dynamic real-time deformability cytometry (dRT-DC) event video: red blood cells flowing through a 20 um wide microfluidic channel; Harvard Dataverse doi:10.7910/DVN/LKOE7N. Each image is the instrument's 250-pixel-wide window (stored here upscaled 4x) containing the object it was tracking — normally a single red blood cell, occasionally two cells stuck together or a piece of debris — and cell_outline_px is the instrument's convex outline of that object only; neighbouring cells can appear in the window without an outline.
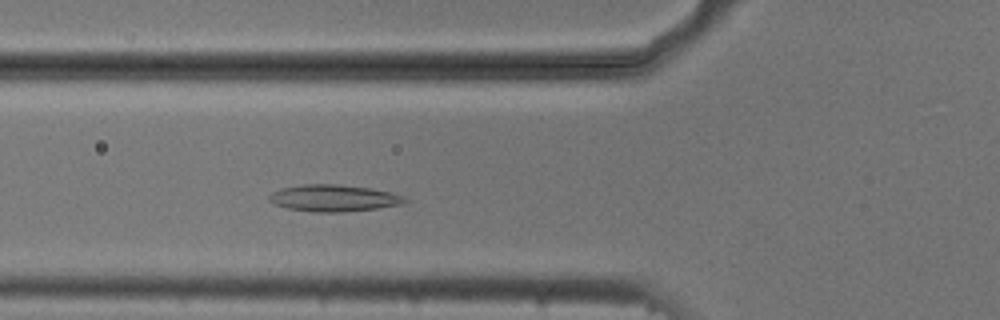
{"species": "common noctule bat (a hibernating species)", "species_latin": "Nyctalus noctula", "temperature_condition": "cold", "stored_images_in_passage": 42, "camera_frame_rate_fps": 3000, "um_per_image_px": 0.085, "animal": {"sex": "male", "body_mass_g": 20.5, "forearm_length_mm": 52.5}, "frame": {"image": 1, "passage_image": 13, "time_ms": 4.0, "image_size_px": [1000, 320], "cell_outline_px": [[408, 200], [404, 204], [376, 208], [340, 212], [312, 212], [288, 208], [276, 204], [268, 200], [268, 196], [272, 192], [280, 188], [304, 184], [340, 184], [372, 188], [392, 192], [404, 196]], "centroid_in_image_um": [28.38, 16.83], "position_along_channel_um": 97.4, "area_um2": 21.27}}
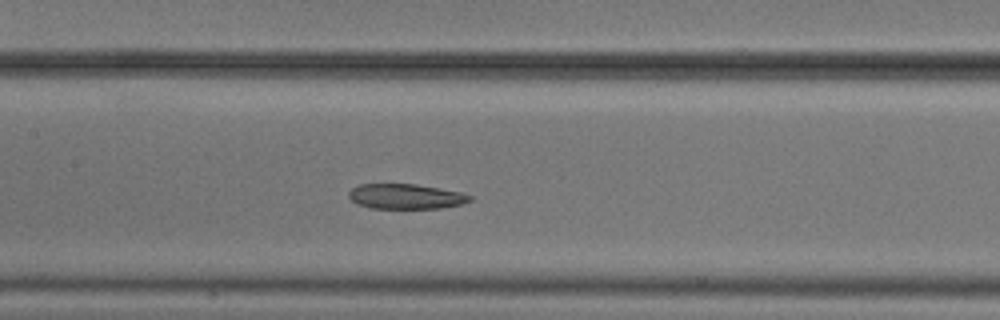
{"frame": {"image": 2, "passage_image": 19, "time_ms": 6.0, "image_size_px": [1000, 320], "cell_outline_px": [[472, 200], [464, 204], [440, 208], [368, 208], [356, 204], [348, 196], [348, 192], [352, 188], [360, 184], [416, 184], [440, 188], [460, 192], [472, 196]], "centroid_in_image_um": [34.49, 16.7], "position_along_channel_um": 172.9, "area_um2": 17.8}}
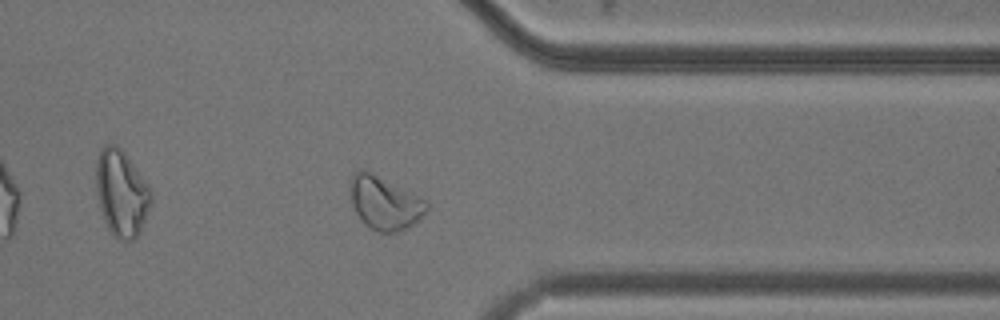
{"frame": {"image": 3, "passage_image": 36, "time_ms": 11.667, "image_size_px": [1000, 320], "cell_outline_px": [[428, 208], [420, 220], [408, 228], [400, 232], [376, 232], [364, 224], [356, 212], [352, 204], [348, 192], [352, 172], [372, 172], [424, 200], [428, 204]], "centroid_in_image_um": [32.66, 17.29], "position_along_channel_um": 378.7, "area_um2": 23.58}}